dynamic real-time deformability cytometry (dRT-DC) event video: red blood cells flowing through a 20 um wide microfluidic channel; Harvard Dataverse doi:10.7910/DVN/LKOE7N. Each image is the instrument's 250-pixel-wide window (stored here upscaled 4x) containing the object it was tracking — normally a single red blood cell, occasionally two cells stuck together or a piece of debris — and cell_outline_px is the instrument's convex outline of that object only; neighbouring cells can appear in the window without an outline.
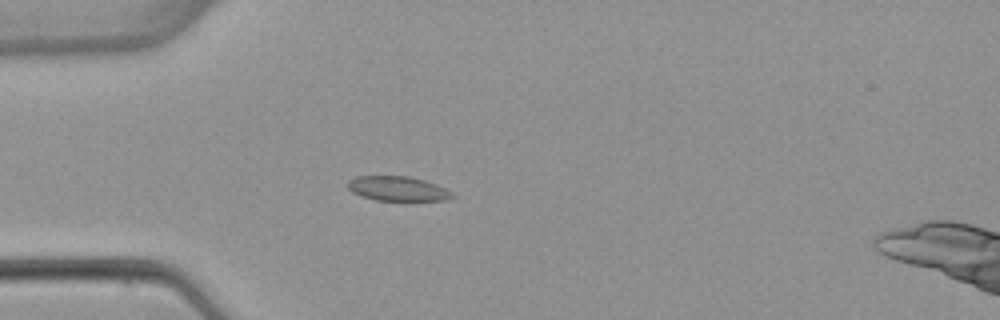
{"species": "common noctule bat (a hibernating species)", "species_latin": "Nyctalus noctula", "temperature_condition": "warm", "stored_images_in_passage": 6, "camera_frame_rate_fps": 3000, "um_per_image_px": 0.085, "animal": {"sex": "female", "body_mass_g": 22.7, "forearm_length_mm": 54.2}, "frame": {"image": 1, "passage_image": 5, "time_ms": 5.0, "image_size_px": [1000, 320], "cell_outline_px": [[456, 196], [444, 200], [376, 200], [360, 196], [352, 192], [348, 188], [348, 180], [356, 176], [408, 176], [424, 180], [436, 184], [452, 192]], "centroid_in_image_um": [33.78, 16.03], "position_along_channel_um": 51.2, "area_um2": 14.91}}